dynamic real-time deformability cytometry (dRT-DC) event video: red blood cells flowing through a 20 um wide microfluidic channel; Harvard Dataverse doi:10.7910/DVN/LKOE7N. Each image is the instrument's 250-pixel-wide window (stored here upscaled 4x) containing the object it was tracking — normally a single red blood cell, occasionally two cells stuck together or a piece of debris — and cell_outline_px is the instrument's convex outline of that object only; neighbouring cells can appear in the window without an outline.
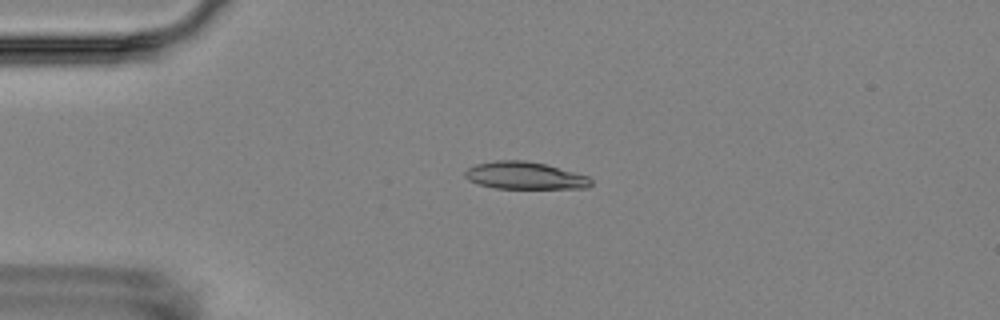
{"species": "Egyptian fruit bat (a non-hibernating species)", "species_latin": "Rousettus aegyptiacus", "temperature_condition": "room temperature", "stored_images_in_passage": 5, "camera_frame_rate_fps": 3000, "um_per_image_px": 0.085, "animal": {"sex": "female"}, "frame": {"image": 1, "passage_image": 4, "time_ms": 3.333, "image_size_px": [1000, 320], "cell_outline_px": [[592, 184], [588, 188], [496, 188], [480, 184], [468, 180], [464, 176], [464, 172], [468, 168], [476, 164], [496, 160], [524, 160], [544, 164], [588, 176], [592, 180]], "centroid_in_image_um": [44.6, 14.92], "position_along_channel_um": 40.4, "area_um2": 19.88}}